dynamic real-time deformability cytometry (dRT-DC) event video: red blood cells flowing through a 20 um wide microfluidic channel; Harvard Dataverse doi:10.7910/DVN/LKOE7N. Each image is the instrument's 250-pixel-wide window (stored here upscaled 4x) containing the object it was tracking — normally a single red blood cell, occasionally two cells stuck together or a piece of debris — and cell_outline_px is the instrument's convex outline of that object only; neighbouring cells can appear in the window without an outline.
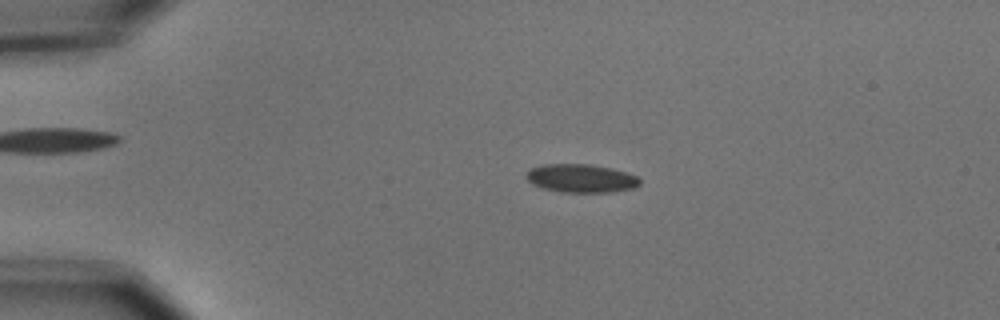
{"species": "common noctule bat (a hibernating species)", "species_latin": "Nyctalus noctula", "temperature_condition": "cold", "stored_images_in_passage": 55, "camera_frame_rate_fps": 3000, "um_per_image_px": 0.085, "animal": {"sex": "male", "body_mass_g": 15.6}, "frame": {"image": 1, "passage_image": 12, "time_ms": 3.667, "image_size_px": [1000, 320], "cell_outline_px": [[640, 184], [632, 188], [612, 192], [564, 192], [544, 188], [532, 184], [524, 176], [532, 168], [544, 164], [588, 164], [612, 168], [636, 176], [640, 180]], "centroid_in_image_um": [49.38, 15.15], "position_along_channel_um": 35.6, "area_um2": 18.55}}
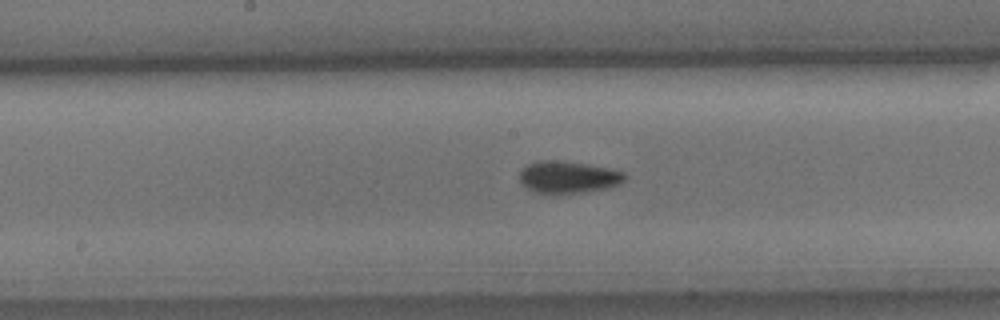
{"frame": {"image": 2, "passage_image": 29, "time_ms": 9.333, "image_size_px": [1000, 320], "cell_outline_px": [[628, 176], [620, 184], [608, 188], [556, 196], [536, 192], [528, 188], [520, 180], [520, 172], [528, 164], [540, 160], [556, 160], [584, 164], [608, 168], [624, 172]], "centroid_in_image_um": [48.31, 15.08], "position_along_channel_um": 199.9, "area_um2": 19.83}}
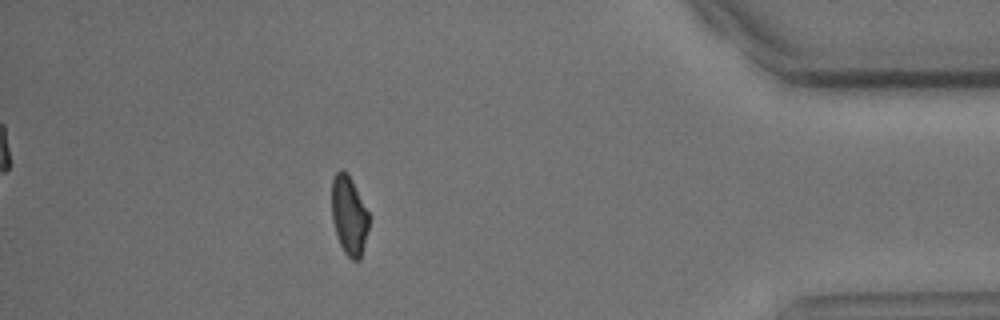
{"frame": {"image": 3, "passage_image": 49, "time_ms": 16.0, "image_size_px": [1000, 320], "cell_outline_px": [[368, 228], [360, 260], [352, 260], [344, 252], [340, 244], [332, 220], [332, 176], [340, 168], [344, 168], [352, 180], [368, 212]], "centroid_in_image_um": [29.65, 18.27], "position_along_channel_um": 405.6, "area_um2": 16.99}, "authors_computed_cell_mechanics": {"area_um2": 18.3226, "velocity_mm_per_s": 3.6796, "shape_relaxation_time_tau1_ms": 2.1242, "shape_relaxation_time_tau2_ms": 2.9023, "deformation_change_tau1": 0.118, "deformation_change_tau2": 0.0624}}